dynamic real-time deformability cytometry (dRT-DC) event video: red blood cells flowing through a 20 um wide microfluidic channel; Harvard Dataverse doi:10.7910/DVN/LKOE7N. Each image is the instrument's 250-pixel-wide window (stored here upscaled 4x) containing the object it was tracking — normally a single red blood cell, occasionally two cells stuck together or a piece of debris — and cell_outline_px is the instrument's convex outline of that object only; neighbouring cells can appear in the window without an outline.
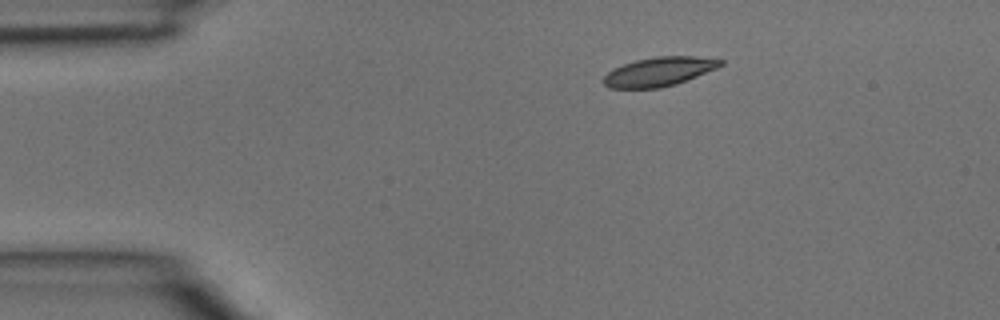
{"species": "common noctule bat (a hibernating species)", "species_latin": "Nyctalus noctula", "temperature_condition": "room temperature", "stored_images_in_passage": 2, "camera_frame_rate_fps": 3000, "um_per_image_px": 0.085, "animal": {"sex": "male", "body_mass_g": 15.6}, "frame": {"image": 1, "passage_image": 1, "time_ms": 0.0, "image_size_px": [1000, 320], "cell_outline_px": [[724, 64], [716, 68], [676, 84], [660, 88], [608, 88], [604, 84], [604, 76], [608, 72], [624, 64], [636, 60], [656, 56], [692, 56], [724, 60]], "centroid_in_image_um": [56.02, 6.09], "position_along_channel_um": 29.0, "area_um2": 19.54}}